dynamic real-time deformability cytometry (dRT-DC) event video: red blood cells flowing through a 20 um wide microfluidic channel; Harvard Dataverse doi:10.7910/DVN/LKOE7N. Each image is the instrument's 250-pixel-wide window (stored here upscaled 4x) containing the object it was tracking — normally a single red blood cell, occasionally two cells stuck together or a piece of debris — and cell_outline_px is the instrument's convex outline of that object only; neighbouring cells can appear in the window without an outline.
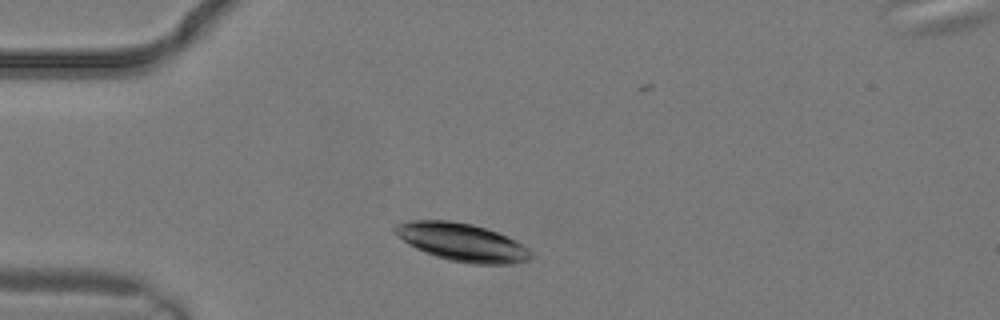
{"species": "common noctule bat (a hibernating species)", "species_latin": "Nyctalus noctula", "temperature_condition": "warm", "stored_images_in_passage": 3, "camera_frame_rate_fps": 3000, "um_per_image_px": 0.085, "animal": {"sex": "male", "body_mass_g": 19.2, "forearm_length_mm": 51.8}, "frame": {"image": 1, "passage_image": 2, "time_ms": 0.333, "image_size_px": [1000, 320], "cell_outline_px": [[532, 256], [528, 260], [516, 264], [472, 264], [448, 260], [424, 252], [416, 248], [392, 232], [392, 228], [396, 224], [408, 220], [448, 220], [472, 224], [496, 232], [516, 240], [528, 248], [532, 252]], "centroid_in_image_um": [39.27, 20.59], "position_along_channel_um": 45.7, "area_um2": 30.11}}